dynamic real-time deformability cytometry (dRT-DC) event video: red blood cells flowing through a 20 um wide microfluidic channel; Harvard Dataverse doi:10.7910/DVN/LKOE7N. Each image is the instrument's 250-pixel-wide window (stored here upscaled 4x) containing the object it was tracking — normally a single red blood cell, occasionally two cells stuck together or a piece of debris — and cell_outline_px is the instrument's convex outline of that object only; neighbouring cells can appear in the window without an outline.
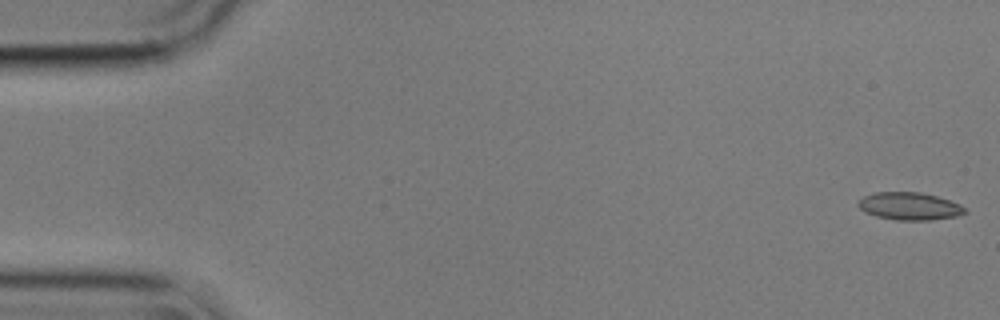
{"species": "common noctule bat (a hibernating species)", "species_latin": "Nyctalus noctula", "temperature_condition": "cold", "stored_images_in_passage": 56, "camera_frame_rate_fps": 3000, "um_per_image_px": 0.085, "animal": {"sex": "male", "body_mass_g": 17.9}, "frame": {"image": 1, "passage_image": 1, "time_ms": 0.0, "image_size_px": [1000, 320], "cell_outline_px": [[968, 212], [956, 216], [932, 220], [896, 220], [876, 216], [864, 212], [856, 204], [864, 196], [872, 192], [920, 192], [936, 196], [960, 204]], "centroid_in_image_um": [77.28, 17.52], "position_along_channel_um": 7.7, "area_um2": 17.17}}
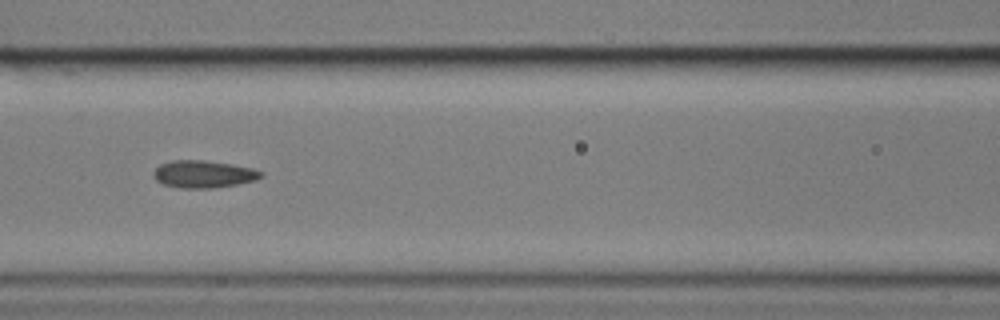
{"frame": {"image": 2, "passage_image": 24, "time_ms": 7.667, "image_size_px": [1000, 320], "cell_outline_px": [[264, 176], [256, 180], [236, 184], [212, 188], [180, 188], [164, 184], [156, 180], [152, 176], [152, 172], [160, 164], [172, 160], [204, 160], [232, 164], [252, 168], [264, 172]], "centroid_in_image_um": [17.3, 14.79], "position_along_channel_um": 149.3, "area_um2": 17.22}}
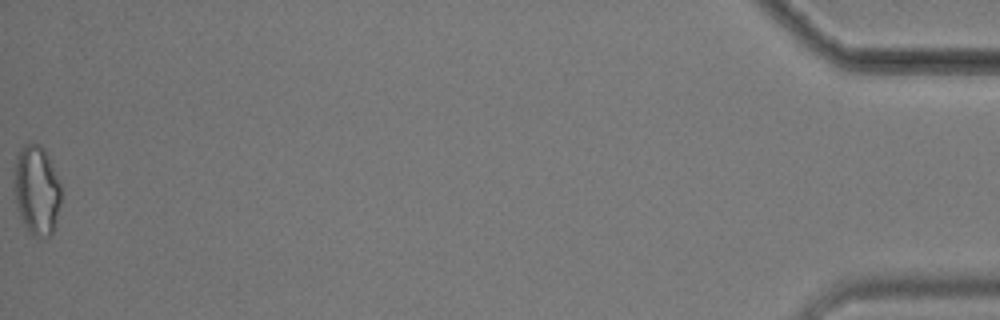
{"frame": {"image": 3, "passage_image": 56, "time_ms": 18.333, "image_size_px": [1000, 320], "cell_outline_px": [[60, 204], [56, 224], [52, 232], [48, 236], [32, 236], [28, 232], [20, 216], [12, 184], [16, 156], [20, 148], [28, 140], [32, 140], [40, 144], [44, 148], [60, 180]], "centroid_in_image_um": [3.1, 16.09], "position_along_channel_um": 432.1, "area_um2": 25.03}, "authors_computed_cell_mechanics": {"area_um2": 17.2244, "velocity_mm_per_s": 3.57, "shape_relaxation_time_tau1_ms": null, "shape_relaxation_time_tau2_ms": 2.8237, "deformation_change_tau1": null, "deformation_change_tau2": 0.099}}